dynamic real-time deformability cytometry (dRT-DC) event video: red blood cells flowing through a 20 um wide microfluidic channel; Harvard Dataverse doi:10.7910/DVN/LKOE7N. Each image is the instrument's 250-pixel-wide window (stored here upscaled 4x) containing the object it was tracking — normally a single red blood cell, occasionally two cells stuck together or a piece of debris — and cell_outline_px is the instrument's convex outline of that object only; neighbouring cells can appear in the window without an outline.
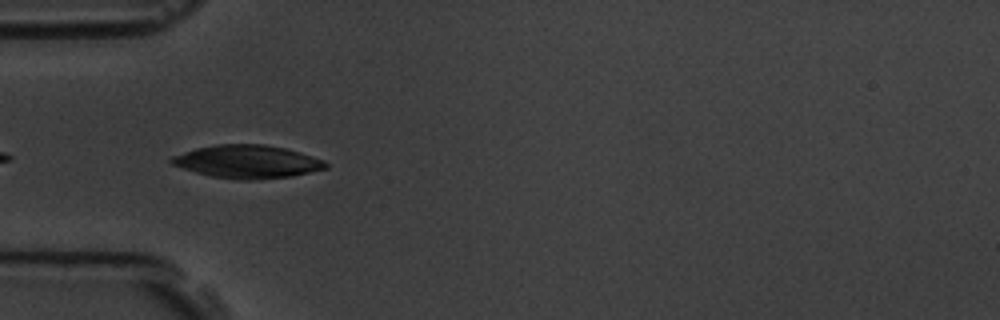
{"species": "common noctule bat (a hibernating species)", "species_latin": "Nyctalus noctula", "temperature_condition": "room temperature", "stored_images_in_passage": 15, "camera_frame_rate_fps": 3000, "um_per_image_px": 0.085, "animal": {"sex": "male", "body_mass_g": 19.5, "forearm_length_mm": 54.6}, "frame": {"image": 1, "passage_image": 5, "time_ms": 5.333, "image_size_px": [1000, 320], "cell_outline_px": [[328, 168], [292, 176], [252, 180], [236, 180], [212, 176], [196, 172], [172, 164], [168, 160], [172, 156], [196, 148], [216, 144], [264, 144], [284, 148], [300, 152], [324, 160], [328, 164]], "centroid_in_image_um": [21.04, 13.74], "position_along_channel_um": 64.0, "area_um2": 29.65}}
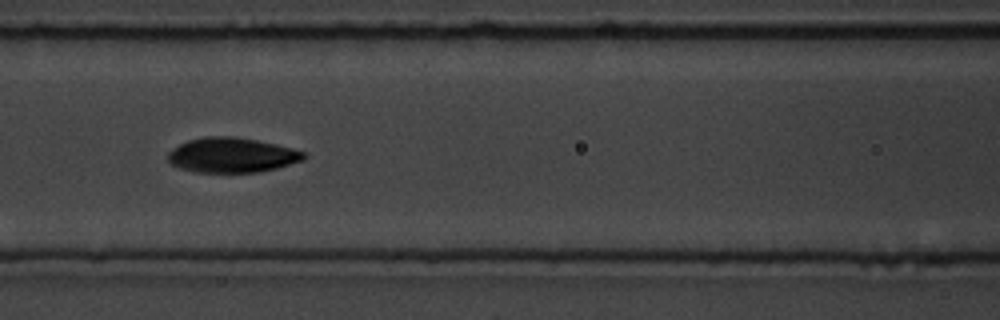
{"frame": {"image": 2, "passage_image": 7, "time_ms": 7.667, "image_size_px": [1000, 320], "cell_outline_px": [[308, 156], [304, 160], [276, 168], [260, 172], [192, 172], [180, 168], [172, 164], [168, 160], [168, 152], [172, 148], [188, 140], [204, 136], [236, 136], [276, 144], [292, 148], [304, 152]], "centroid_in_image_um": [19.71, 13.18], "position_along_channel_um": 146.9, "area_um2": 27.74}}
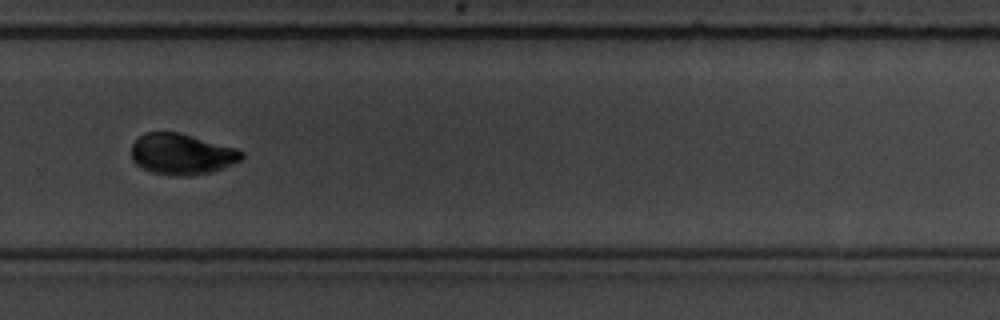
{"frame": {"image": 3, "passage_image": 11, "time_ms": 12.333, "image_size_px": [1000, 320], "cell_outline_px": [[244, 156], [240, 160], [220, 168], [208, 172], [184, 176], [152, 172], [140, 168], [132, 160], [132, 144], [144, 132], [180, 132], [236, 148], [244, 152]], "centroid_in_image_um": [15.42, 13.07], "position_along_channel_um": 314.4, "area_um2": 26.01}, "authors_computed_cell_mechanics": {"area_um2": 27.744, "velocity_mm_per_s": 3.6025, "shape_relaxation_time_tau1_ms": 3.5941, "shape_relaxation_time_tau2_ms": 0.842, "deformation_change_tau1": 0.1635, "deformation_change_tau2": 0.0297}}